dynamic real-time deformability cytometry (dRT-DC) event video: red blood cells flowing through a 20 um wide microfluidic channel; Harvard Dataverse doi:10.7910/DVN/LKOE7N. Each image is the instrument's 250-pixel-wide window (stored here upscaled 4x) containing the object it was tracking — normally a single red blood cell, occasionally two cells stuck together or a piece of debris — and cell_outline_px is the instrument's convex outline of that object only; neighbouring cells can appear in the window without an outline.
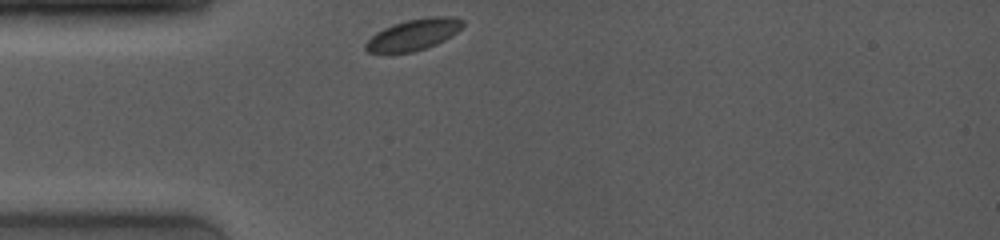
{"species": "common noctule bat (a hibernating species)", "species_latin": "Nyctalus noctula", "temperature_condition": "room temperature", "stored_images_in_passage": 33, "camera_frame_rate_fps": 4000, "um_per_image_px": 0.085, "animal": {"sex": "female", "body_mass_g": 19.0, "forearm_length_mm": 53.3}, "frame": {"image": 1, "passage_image": 1, "time_ms": 0.0, "image_size_px": [1000, 240], "cell_outline_px": [[464, 24], [456, 32], [444, 40], [436, 44], [412, 52], [368, 52], [364, 48], [364, 44], [376, 32], [392, 24], [408, 20], [428, 16], [452, 16], [464, 20]], "centroid_in_image_um": [35.16, 2.92], "position_along_channel_um": 49.8, "area_um2": 17.46}}
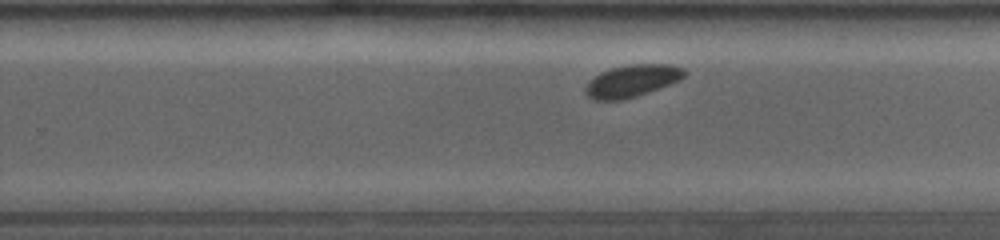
{"frame": {"image": 2, "passage_image": 22, "time_ms": 6.25, "image_size_px": [1000, 240], "cell_outline_px": [[688, 72], [680, 80], [648, 92], [624, 100], [592, 100], [584, 92], [584, 88], [600, 72], [612, 68], [628, 64], [672, 64], [684, 68]], "centroid_in_image_um": [53.75, 6.87], "position_along_channel_um": 276.1, "area_um2": 18.55}}
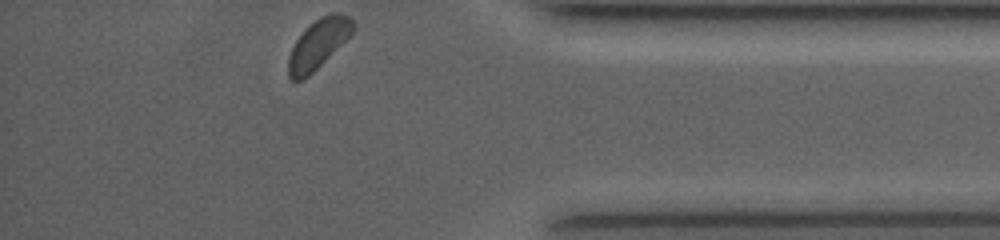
{"frame": {"image": 3, "passage_image": 33, "time_ms": 10.0, "image_size_px": [1000, 240], "cell_outline_px": [[356, 28], [308, 76], [300, 80], [292, 80], [288, 76], [288, 56], [296, 40], [320, 16], [328, 12], [340, 12], [348, 16], [352, 20]], "centroid_in_image_um": [27.04, 3.7], "position_along_channel_um": 408.2, "area_um2": 17.92}, "authors_computed_cell_mechanics": {"area_um2": 18.3804, "velocity_mm_per_s": 3.8109, "shape_relaxation_time_tau1_ms": 0.3426, "shape_relaxation_time_tau2_ms": null, "deformation_change_tau1": 0.0217, "deformation_change_tau2": null}}